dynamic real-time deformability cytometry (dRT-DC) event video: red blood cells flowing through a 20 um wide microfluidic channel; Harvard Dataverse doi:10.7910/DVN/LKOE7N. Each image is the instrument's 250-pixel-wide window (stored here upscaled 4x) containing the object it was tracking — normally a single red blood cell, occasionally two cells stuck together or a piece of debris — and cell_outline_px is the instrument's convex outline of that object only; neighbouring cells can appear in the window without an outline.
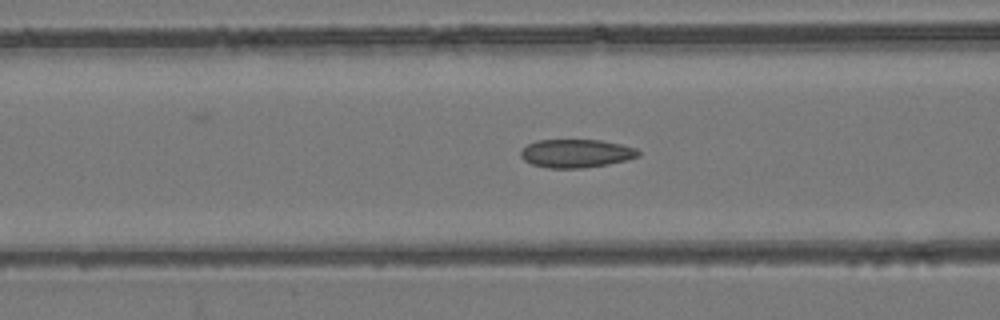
{"species": "common noctule bat (a hibernating species)", "species_latin": "Nyctalus noctula", "temperature_condition": "room temperature", "stored_images_in_passage": 54, "camera_frame_rate_fps": 3000, "um_per_image_px": 0.085, "animal": {"sex": "female", "body_mass_g": 24.6, "forearm_length_mm": 56.2}, "frame": {"image": 1, "passage_image": 22, "time_ms": 7.0, "image_size_px": [1000, 320], "cell_outline_px": [[640, 156], [628, 160], [608, 164], [584, 168], [548, 168], [532, 164], [524, 160], [520, 156], [520, 152], [528, 144], [536, 140], [600, 140], [620, 144], [636, 148], [640, 152]], "centroid_in_image_um": [48.99, 13.04], "position_along_channel_um": 117.6, "area_um2": 19.48}}
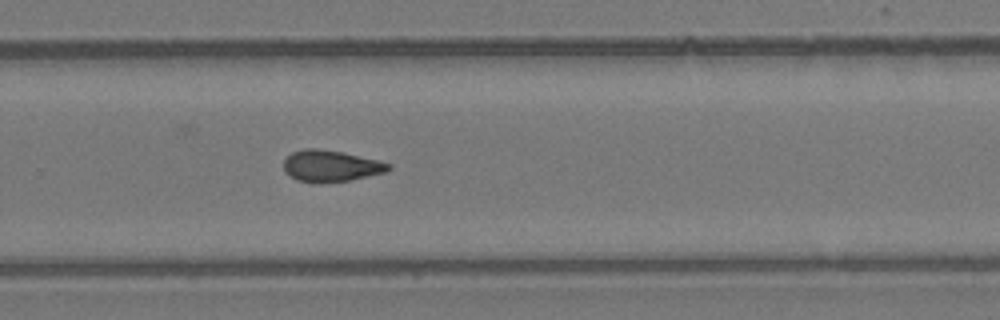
{"frame": {"image": 2, "passage_image": 36, "time_ms": 11.667, "image_size_px": [1000, 320], "cell_outline_px": [[392, 168], [388, 172], [348, 180], [296, 180], [284, 172], [284, 160], [292, 152], [304, 148], [316, 148], [344, 152], [380, 160], [392, 164]], "centroid_in_image_um": [28.18, 14.06], "position_along_channel_um": 301.6, "area_um2": 18.84}}
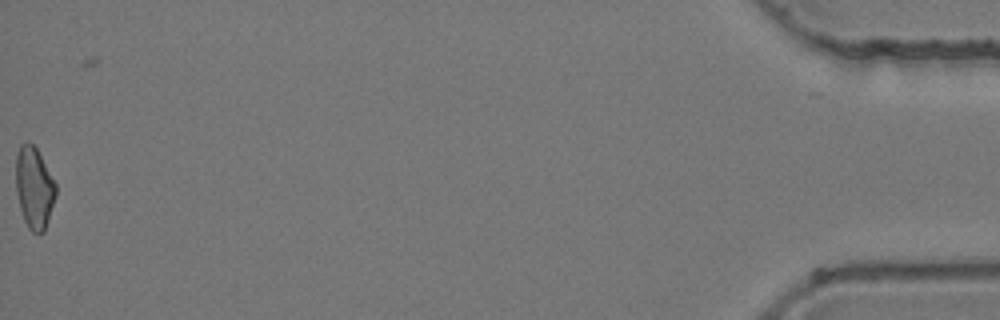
{"frame": {"image": 3, "passage_image": 54, "time_ms": 17.667, "image_size_px": [1000, 320], "cell_outline_px": [[56, 196], [44, 232], [32, 232], [28, 228], [24, 220], [20, 208], [16, 192], [16, 156], [20, 144], [28, 140], [36, 148], [56, 184]], "centroid_in_image_um": [2.89, 15.95], "position_along_channel_um": 432.3, "area_um2": 18.9}, "authors_computed_cell_mechanics": {"area_um2": 19.2474, "velocity_mm_per_s": 3.9446, "shape_relaxation_time_tau1_ms": null, "shape_relaxation_time_tau2_ms": 3.9492, "deformation_change_tau1": null, "deformation_change_tau2": 0.0983}}